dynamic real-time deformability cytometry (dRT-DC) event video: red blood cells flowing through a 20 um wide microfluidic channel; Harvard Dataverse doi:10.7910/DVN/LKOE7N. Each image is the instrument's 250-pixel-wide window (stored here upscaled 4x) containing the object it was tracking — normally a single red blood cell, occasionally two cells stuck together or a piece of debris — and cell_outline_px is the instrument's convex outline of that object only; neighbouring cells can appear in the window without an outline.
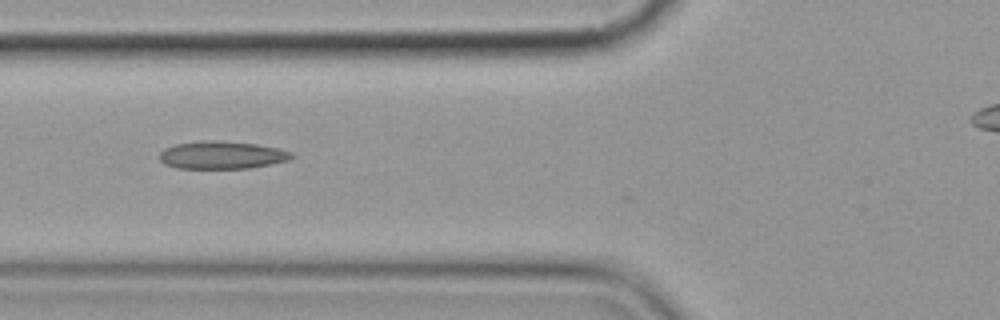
{"species": "common noctule bat (a hibernating species)", "species_latin": "Nyctalus noctula", "temperature_condition": "cold", "stored_images_in_passage": 7, "camera_frame_rate_fps": 3000, "um_per_image_px": 0.085, "animal": {"sex": "female", "body_mass_g": 19.9}, "frame": {"image": 1, "passage_image": 7, "time_ms": 6.667, "image_size_px": [1000, 320], "cell_outline_px": [[296, 156], [288, 160], [248, 168], [176, 168], [164, 164], [156, 156], [164, 148], [176, 144], [200, 140], [220, 140], [256, 144], [276, 148], [292, 152]], "centroid_in_image_um": [18.8, 13.17], "position_along_channel_um": 107.0, "area_um2": 21.44}}